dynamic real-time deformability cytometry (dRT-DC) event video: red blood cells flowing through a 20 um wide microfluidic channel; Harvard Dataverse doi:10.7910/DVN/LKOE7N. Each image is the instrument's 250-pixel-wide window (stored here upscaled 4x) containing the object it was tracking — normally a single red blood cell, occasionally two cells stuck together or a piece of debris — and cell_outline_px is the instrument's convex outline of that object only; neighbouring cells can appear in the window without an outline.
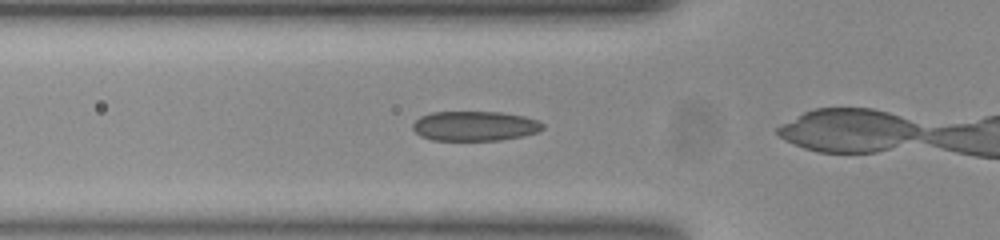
{"species": "common noctule bat (a hibernating species)", "species_latin": "Nyctalus noctula", "temperature_condition": "room temperature", "stored_images_in_passage": 28, "camera_frame_rate_fps": 3000, "um_per_image_px": 0.085, "animal": {"sex": "female", "body_mass_g": 23.0, "forearm_length_mm": 53.4}, "frame": {"image": 1, "passage_image": 4, "time_ms": 1.0, "image_size_px": [1000, 240], "cell_outline_px": [[544, 128], [536, 132], [524, 136], [500, 140], [432, 140], [420, 136], [412, 128], [412, 124], [420, 116], [432, 112], [500, 112], [524, 116], [536, 120], [544, 124]], "centroid_in_image_um": [40.34, 10.71], "position_along_channel_um": 85.5, "area_um2": 22.54}}
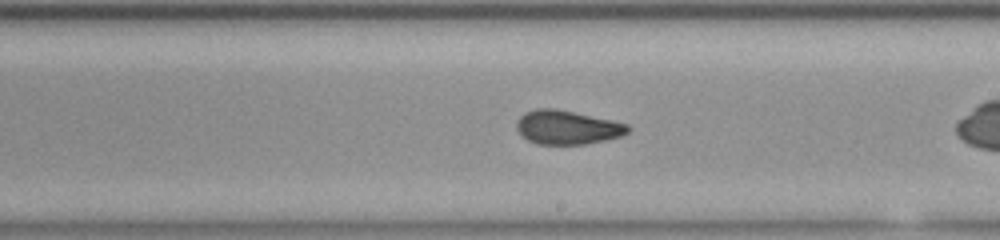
{"frame": {"image": 2, "passage_image": 16, "time_ms": 5.0, "image_size_px": [1000, 240], "cell_outline_px": [[632, 128], [628, 132], [620, 136], [584, 144], [536, 144], [528, 140], [516, 128], [516, 120], [524, 112], [536, 108], [556, 108], [612, 120], [628, 124]], "centroid_in_image_um": [48.19, 10.81], "position_along_channel_um": 240.8, "area_um2": 21.96}}
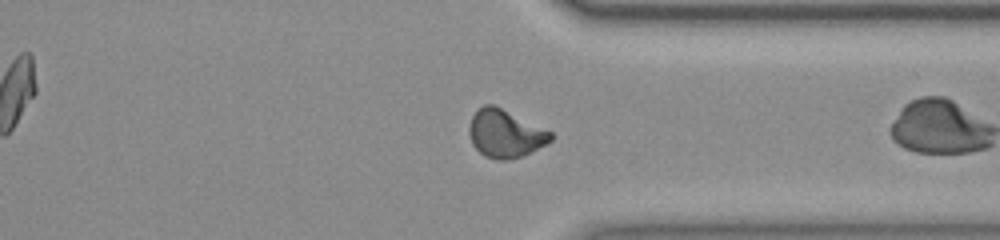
{"frame": {"image": 3, "passage_image": 26, "time_ms": 8.333, "image_size_px": [1000, 240], "cell_outline_px": [[552, 140], [520, 156], [508, 160], [496, 160], [484, 156], [472, 144], [468, 132], [468, 128], [472, 116], [484, 104], [492, 104], [552, 132]], "centroid_in_image_um": [42.89, 11.36], "position_along_channel_um": 368.5, "area_um2": 22.25}}